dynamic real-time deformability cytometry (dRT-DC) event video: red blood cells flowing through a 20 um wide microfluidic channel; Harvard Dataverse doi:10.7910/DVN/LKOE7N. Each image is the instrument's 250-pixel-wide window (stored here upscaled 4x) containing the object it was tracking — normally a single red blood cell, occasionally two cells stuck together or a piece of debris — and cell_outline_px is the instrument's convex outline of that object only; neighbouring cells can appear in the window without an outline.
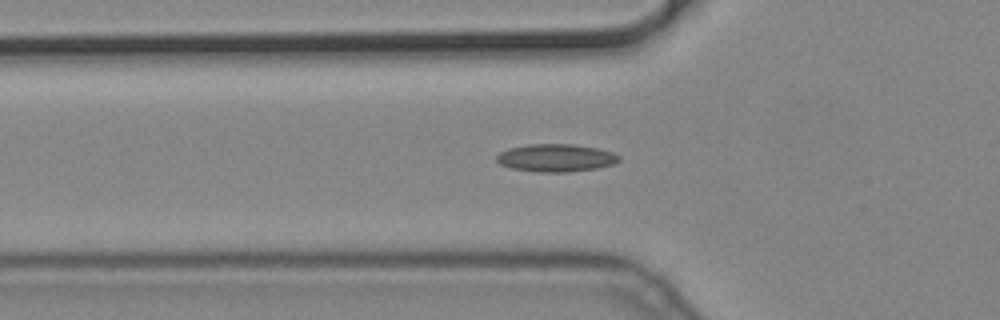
{"species": "common noctule bat (a hibernating species)", "species_latin": "Nyctalus noctula", "temperature_condition": "cold", "stored_images_in_passage": 34, "camera_frame_rate_fps": 3000, "um_per_image_px": 0.085, "animal": {"sex": "male", "body_mass_g": 19.2, "forearm_length_mm": 51.8}, "frame": {"image": 1, "passage_image": 2, "time_ms": 0.333, "image_size_px": [1000, 320], "cell_outline_px": [[620, 160], [616, 164], [596, 168], [568, 172], [536, 172], [512, 168], [500, 164], [496, 160], [496, 156], [500, 152], [508, 148], [528, 144], [572, 144], [596, 148], [612, 152], [620, 156]], "centroid_in_image_um": [47.25, 13.42], "position_along_channel_um": 78.5, "area_um2": 19.83}}
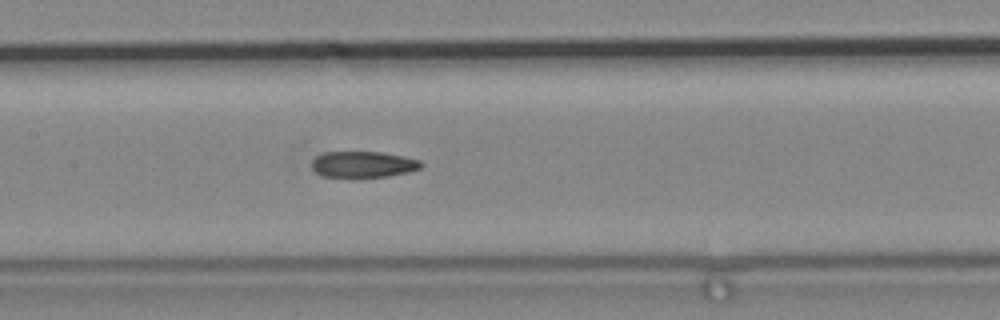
{"frame": {"image": 2, "passage_image": 10, "time_ms": 3.0, "image_size_px": [1000, 320], "cell_outline_px": [[424, 164], [420, 168], [408, 172], [388, 176], [356, 180], [324, 176], [316, 172], [312, 168], [312, 160], [316, 156], [324, 152], [380, 152], [404, 156], [420, 160]], "centroid_in_image_um": [30.85, 14.01], "position_along_channel_um": 176.5, "area_um2": 17.34}}
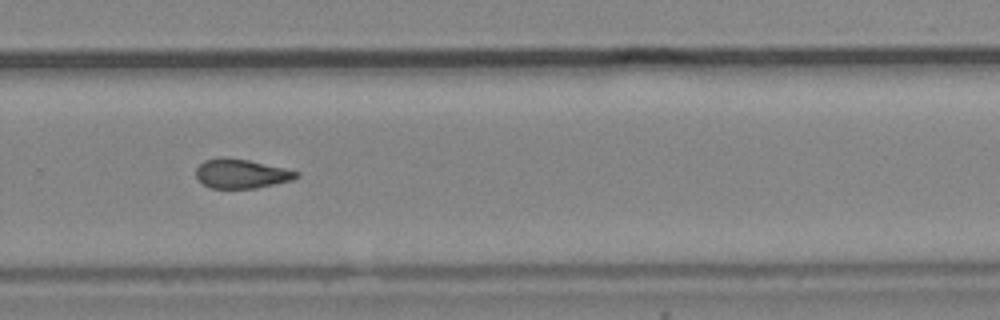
{"frame": {"image": 3, "passage_image": 21, "time_ms": 6.667, "image_size_px": [1000, 320], "cell_outline_px": [[300, 176], [292, 180], [256, 188], [212, 188], [204, 184], [196, 176], [196, 168], [204, 160], [220, 156], [224, 156], [248, 160], [284, 168], [300, 172]], "centroid_in_image_um": [20.51, 14.75], "position_along_channel_um": 309.3, "area_um2": 17.11}}